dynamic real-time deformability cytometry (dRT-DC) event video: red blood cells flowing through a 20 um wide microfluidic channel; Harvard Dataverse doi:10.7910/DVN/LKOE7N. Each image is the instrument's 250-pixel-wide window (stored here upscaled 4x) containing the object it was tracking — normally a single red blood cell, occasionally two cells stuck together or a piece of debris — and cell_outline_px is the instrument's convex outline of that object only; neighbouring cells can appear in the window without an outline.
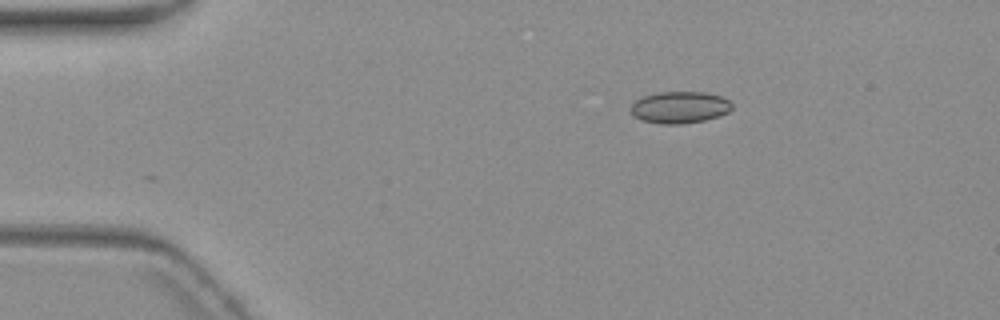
{"species": "common noctule bat (a hibernating species)", "species_latin": "Nyctalus noctula", "temperature_condition": "warm", "stored_images_in_passage": 2, "camera_frame_rate_fps": 3000, "um_per_image_px": 0.085, "animal": {"sex": "female", "body_mass_g": 19.3, "forearm_length_mm": 54.1}, "frame": {"image": 1, "passage_image": 1, "time_ms": 0.0, "image_size_px": [1000, 320], "cell_outline_px": [[732, 108], [728, 112], [720, 116], [704, 120], [680, 124], [660, 124], [644, 120], [632, 116], [632, 104], [636, 100], [644, 96], [656, 92], [704, 92], [720, 96], [728, 100], [732, 104]], "centroid_in_image_um": [57.78, 9.12], "position_along_channel_um": 27.2, "area_um2": 18.67}}